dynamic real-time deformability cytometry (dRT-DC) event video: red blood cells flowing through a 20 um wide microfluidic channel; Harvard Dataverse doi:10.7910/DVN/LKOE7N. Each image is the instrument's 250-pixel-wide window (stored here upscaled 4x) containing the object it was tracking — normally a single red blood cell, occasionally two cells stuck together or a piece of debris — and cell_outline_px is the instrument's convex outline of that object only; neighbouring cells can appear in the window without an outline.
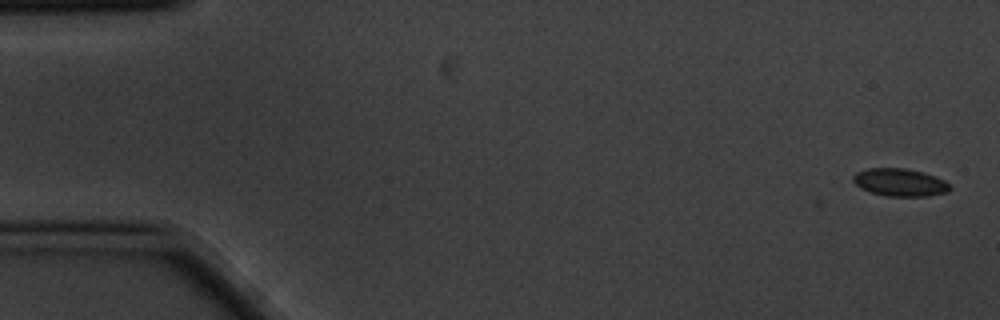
{"species": "common noctule bat (a hibernating species)", "species_latin": "Nyctalus noctula", "temperature_condition": "cold", "stored_images_in_passage": 13, "camera_frame_rate_fps": 3000, "um_per_image_px": 0.085, "animal": {"sex": "male", "body_mass_g": 20.1, "forearm_length_mm": 53.5}, "frame": {"image": 1, "passage_image": 1, "time_ms": 0.0, "image_size_px": [1000, 320], "cell_outline_px": [[952, 188], [948, 192], [928, 196], [888, 196], [872, 192], [860, 188], [852, 180], [852, 176], [856, 172], [868, 168], [904, 168], [924, 172], [936, 176], [944, 180]], "centroid_in_image_um": [76.5, 15.49], "position_along_channel_um": 8.5, "area_um2": 15.66}}
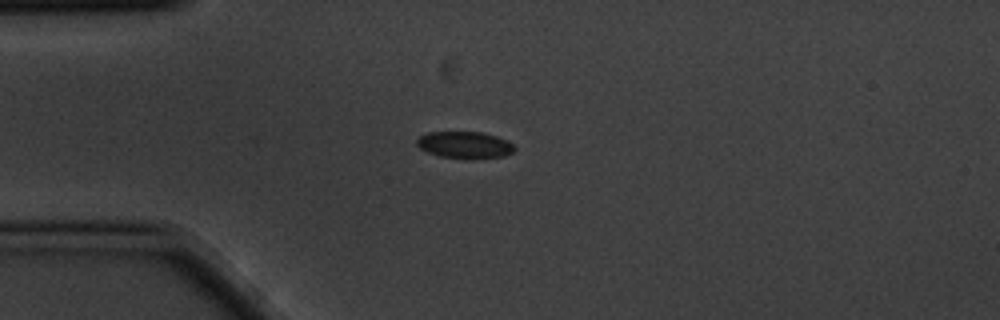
{"frame": {"image": 2, "passage_image": 4, "time_ms": 1.0, "image_size_px": [1000, 320], "cell_outline_px": [[516, 148], [512, 152], [504, 156], [440, 156], [428, 152], [420, 148], [416, 144], [416, 140], [420, 136], [428, 132], [480, 132], [496, 136], [512, 144]], "centroid_in_image_um": [39.45, 12.27], "position_along_channel_um": 45.5, "area_um2": 14.39}}
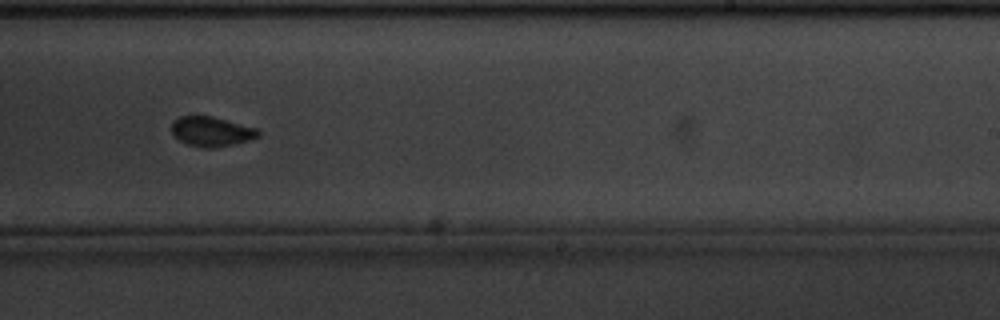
{"frame": {"image": 3, "passage_image": 10, "time_ms": 3.0, "image_size_px": [1000, 320], "cell_outline_px": [[260, 136], [248, 140], [232, 144], [212, 148], [204, 148], [188, 144], [180, 140], [172, 132], [172, 124], [180, 116], [212, 116], [256, 128], [260, 132]], "centroid_in_image_um": [17.99, 11.18], "position_along_channel_um": 271.0, "area_um2": 14.68}}